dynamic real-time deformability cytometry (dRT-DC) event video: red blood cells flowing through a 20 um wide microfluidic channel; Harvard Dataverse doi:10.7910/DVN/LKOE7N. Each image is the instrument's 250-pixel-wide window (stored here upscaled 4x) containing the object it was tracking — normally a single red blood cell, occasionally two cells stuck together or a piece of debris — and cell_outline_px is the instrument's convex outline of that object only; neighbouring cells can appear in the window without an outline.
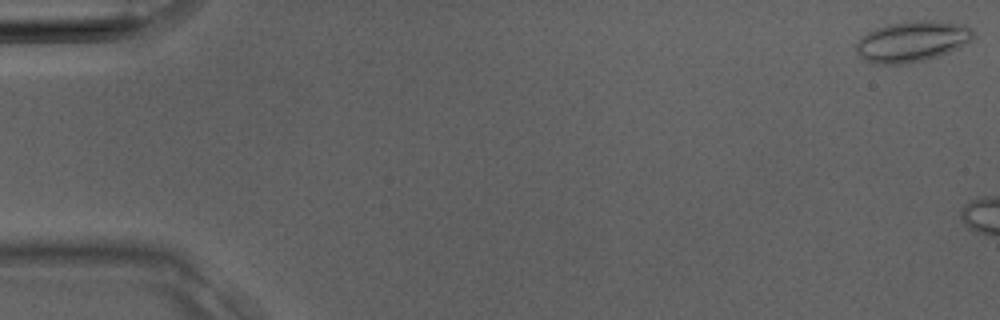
{"species": "Egyptian fruit bat (a non-hibernating species)", "species_latin": "Rousettus aegyptiacus", "temperature_condition": "room temperature", "stored_images_in_passage": 5, "camera_frame_rate_fps": 3000, "um_per_image_px": 0.085, "animal": {"sex": "male"}, "frame": {"image": 1, "passage_image": 1, "time_ms": 0.0, "image_size_px": [1000, 320], "cell_outline_px": [[972, 40], [948, 52], [924, 60], [900, 64], [876, 64], [864, 60], [856, 52], [856, 44], [868, 32], [876, 28], [888, 24], [904, 20], [936, 20], [964, 24], [972, 28]], "centroid_in_image_um": [77.52, 3.5], "position_along_channel_um": 7.5, "area_um2": 27.74}}